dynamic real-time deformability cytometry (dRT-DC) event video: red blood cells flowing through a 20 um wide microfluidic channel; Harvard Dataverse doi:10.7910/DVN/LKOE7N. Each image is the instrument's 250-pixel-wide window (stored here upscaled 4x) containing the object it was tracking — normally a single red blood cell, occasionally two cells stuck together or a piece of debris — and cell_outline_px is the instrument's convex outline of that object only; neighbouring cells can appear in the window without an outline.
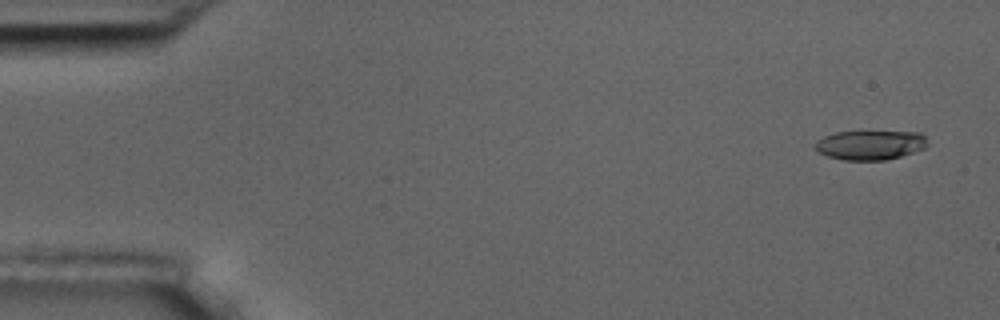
{"species": "common noctule bat (a hibernating species)", "species_latin": "Nyctalus noctula", "temperature_condition": "room temperature", "stored_images_in_passage": 4, "camera_frame_rate_fps": 3000, "um_per_image_px": 0.085, "animal": {"sex": "male", "body_mass_g": 17.5, "forearm_length_mm": 52.3}, "frame": {"image": 1, "passage_image": 1, "time_ms": 0.0, "image_size_px": [1000, 320], "cell_outline_px": [[928, 144], [924, 148], [900, 156], [884, 160], [844, 160], [828, 156], [816, 152], [816, 140], [824, 136], [836, 132], [920, 132], [924, 136]], "centroid_in_image_um": [73.94, 12.33], "position_along_channel_um": 11.1, "area_um2": 19.07}}